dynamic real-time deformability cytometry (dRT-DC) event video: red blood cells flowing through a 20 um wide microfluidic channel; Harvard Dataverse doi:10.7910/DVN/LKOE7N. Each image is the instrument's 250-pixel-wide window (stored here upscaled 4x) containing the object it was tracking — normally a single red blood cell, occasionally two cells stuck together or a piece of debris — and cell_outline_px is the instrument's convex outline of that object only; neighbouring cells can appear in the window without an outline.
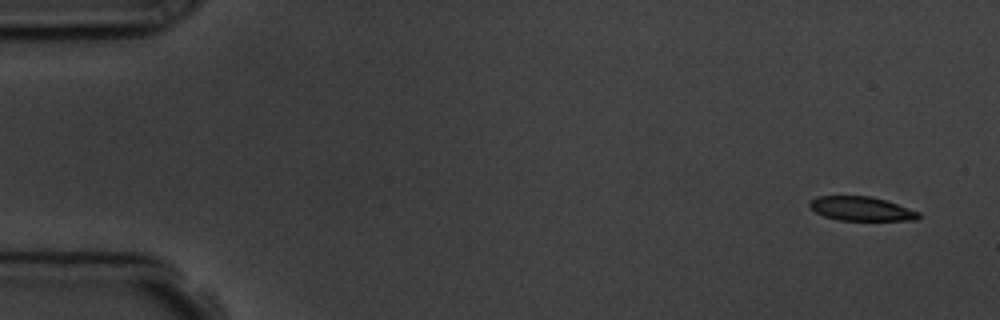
{"species": "common noctule bat (a hibernating species)", "species_latin": "Nyctalus noctula", "temperature_condition": "room temperature", "stored_images_in_passage": 5, "camera_frame_rate_fps": 3000, "um_per_image_px": 0.085, "animal": {"sex": "male", "body_mass_g": 19.5, "forearm_length_mm": 54.6}, "frame": {"image": 1, "passage_image": 1, "time_ms": 0.0, "image_size_px": [1000, 320], "cell_outline_px": [[920, 216], [916, 220], [840, 220], [824, 216], [816, 212], [808, 204], [816, 196], [872, 196], [920, 212]], "centroid_in_image_um": [73.2, 17.74], "position_along_channel_um": 11.8, "area_um2": 15.09}}
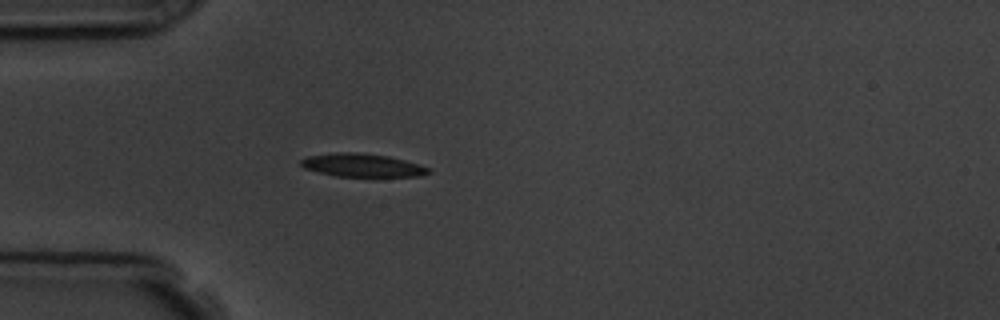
{"frame": {"image": 2, "passage_image": 5, "time_ms": 4.333, "image_size_px": [1000, 320], "cell_outline_px": [[432, 172], [420, 176], [336, 176], [304, 168], [300, 164], [300, 160], [308, 156], [336, 152], [356, 152], [388, 156], [404, 160], [432, 168]], "centroid_in_image_um": [30.81, 14.04], "position_along_channel_um": 54.2, "area_um2": 17.17}}